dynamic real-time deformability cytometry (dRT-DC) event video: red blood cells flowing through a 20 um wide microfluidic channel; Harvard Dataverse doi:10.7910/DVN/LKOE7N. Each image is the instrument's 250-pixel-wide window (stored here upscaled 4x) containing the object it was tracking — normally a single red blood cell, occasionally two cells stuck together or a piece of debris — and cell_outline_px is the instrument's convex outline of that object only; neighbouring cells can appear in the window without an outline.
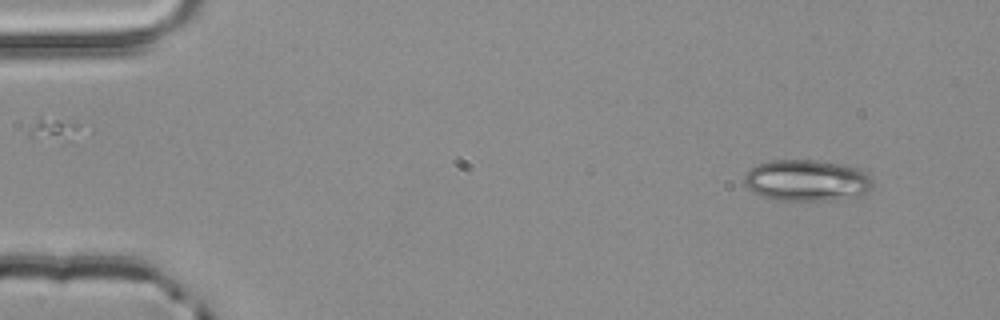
{"species": "common noctule bat (a hibernating species)", "species_latin": "Nyctalus noctula", "temperature_condition": "room temperature", "stored_images_in_passage": 3, "camera_frame_rate_fps": 3000, "um_per_image_px": 0.085, "animal": {"sex": "male", "body_mass_g": 20.4}, "frame": {"image": 1, "passage_image": 1, "time_ms": 0.0, "image_size_px": [1000, 320], "cell_outline_px": [[872, 188], [868, 192], [860, 196], [836, 200], [776, 200], [760, 196], [752, 192], [744, 184], [744, 176], [756, 164], [768, 160], [816, 160], [848, 164], [872, 176]], "centroid_in_image_um": [68.6, 15.33], "position_along_channel_um": 16.4, "area_um2": 31.5}}